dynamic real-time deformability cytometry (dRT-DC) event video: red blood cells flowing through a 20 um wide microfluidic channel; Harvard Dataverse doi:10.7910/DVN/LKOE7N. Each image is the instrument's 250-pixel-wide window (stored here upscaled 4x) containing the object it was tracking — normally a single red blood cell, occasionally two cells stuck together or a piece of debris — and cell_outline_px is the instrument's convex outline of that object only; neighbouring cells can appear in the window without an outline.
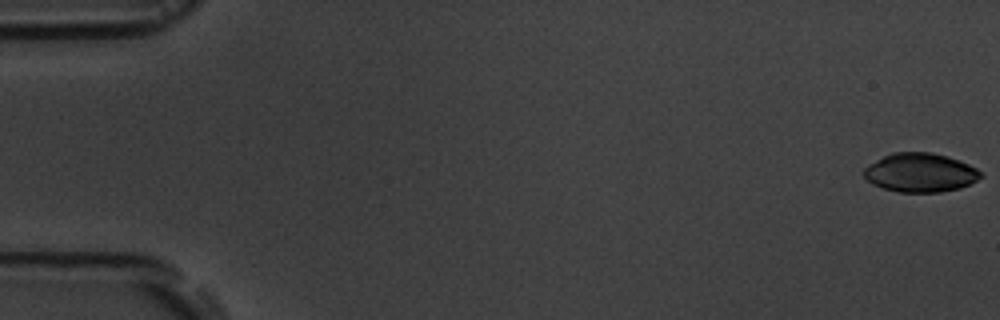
{"species": "common noctule bat (a hibernating species)", "species_latin": "Nyctalus noctula", "temperature_condition": "room temperature", "stored_images_in_passage": 9, "camera_frame_rate_fps": 3000, "um_per_image_px": 0.085, "animal": {"sex": "male", "body_mass_g": 19.5, "forearm_length_mm": 54.6}, "frame": {"image": 1, "passage_image": 1, "time_ms": 0.0, "image_size_px": [1000, 320], "cell_outline_px": [[984, 176], [960, 188], [940, 192], [900, 192], [884, 188], [872, 184], [860, 172], [868, 164], [892, 152], [932, 152], [948, 156], [960, 160], [976, 168]], "centroid_in_image_um": [78.2, 14.66], "position_along_channel_um": 6.8, "area_um2": 26.59}}
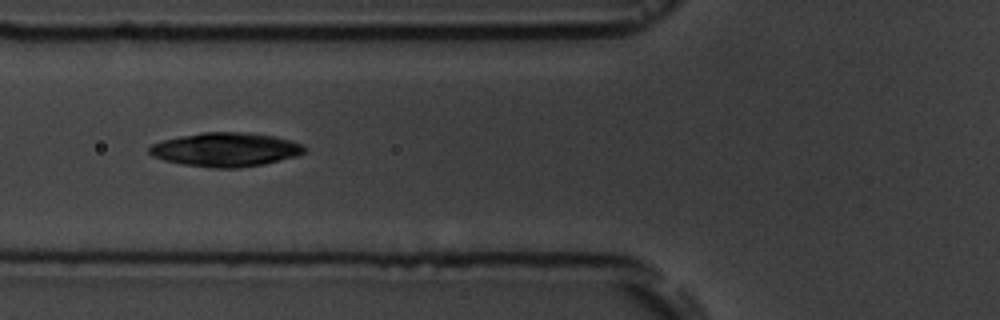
{"frame": {"image": 2, "passage_image": 7, "time_ms": 7.0, "image_size_px": [1000, 320], "cell_outline_px": [[308, 148], [304, 152], [296, 156], [264, 164], [240, 168], [212, 168], [184, 164], [164, 160], [152, 156], [148, 152], [148, 148], [152, 144], [164, 140], [180, 136], [200, 132], [244, 132], [272, 136], [288, 140], [300, 144]], "centroid_in_image_um": [19.15, 12.72], "position_along_channel_um": 106.6, "area_um2": 30.52}}
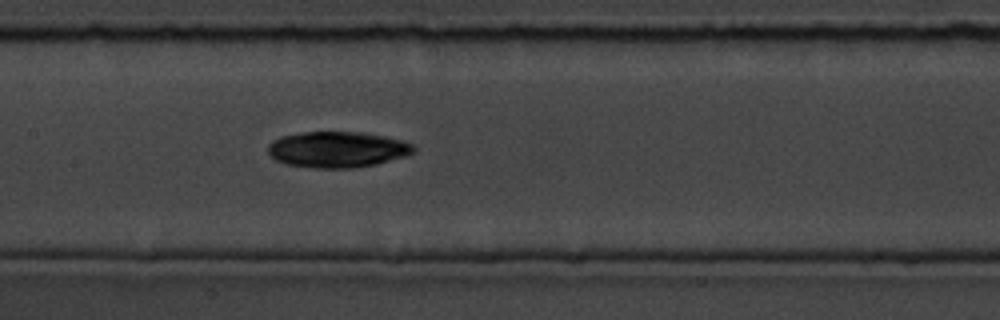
{"frame": {"image": 3, "passage_image": 9, "time_ms": 9.0, "image_size_px": [1000, 320], "cell_outline_px": [[416, 152], [404, 156], [376, 164], [352, 168], [312, 168], [288, 164], [276, 160], [268, 152], [268, 144], [272, 140], [280, 136], [304, 132], [360, 132], [384, 136], [404, 140], [412, 144], [416, 148]], "centroid_in_image_um": [28.68, 12.7], "position_along_channel_um": 178.7, "area_um2": 30.58}}